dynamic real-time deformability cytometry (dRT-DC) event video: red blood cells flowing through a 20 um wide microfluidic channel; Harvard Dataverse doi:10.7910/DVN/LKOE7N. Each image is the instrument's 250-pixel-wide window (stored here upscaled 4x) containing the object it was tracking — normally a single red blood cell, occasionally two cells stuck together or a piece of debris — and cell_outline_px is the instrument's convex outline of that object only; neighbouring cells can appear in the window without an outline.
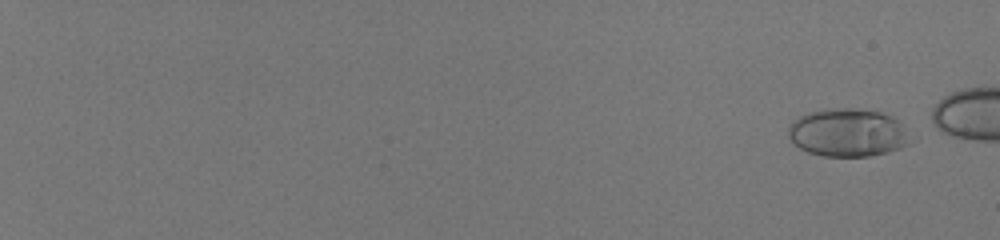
{"species": "human", "species_latin": "Homo sapiens", "temperature_condition": "room temperature", "stored_images_in_passage": 59, "camera_frame_rate_fps": 3000, "um_per_image_px": 0.085, "donor": {"sex": "male"}, "frame": {"image": 1, "passage_image": 5, "time_ms": 1.333, "image_size_px": [1000, 240], "cell_outline_px": [[920, 136], [916, 140], [900, 148], [888, 152], [868, 156], [824, 156], [808, 152], [792, 144], [788, 136], [788, 128], [800, 116], [808, 112], [832, 108], [856, 108], [884, 112], [892, 116]], "centroid_in_image_um": [72.2, 11.27], "position_along_channel_um": 12.8, "area_um2": 35.14}}
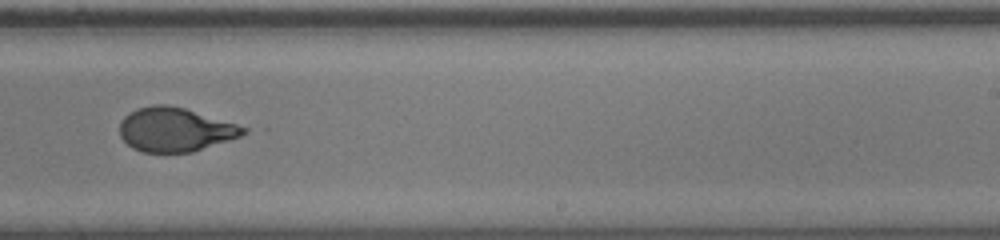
{"frame": {"image": 2, "passage_image": 44, "time_ms": 14.333, "image_size_px": [1000, 240], "cell_outline_px": [[248, 132], [240, 136], [192, 152], [140, 152], [132, 148], [120, 136], [120, 124], [124, 116], [136, 108], [152, 104], [164, 104], [184, 108], [236, 124], [248, 128]], "centroid_in_image_um": [14.85, 11.01], "position_along_channel_um": 274.1, "area_um2": 31.5}}
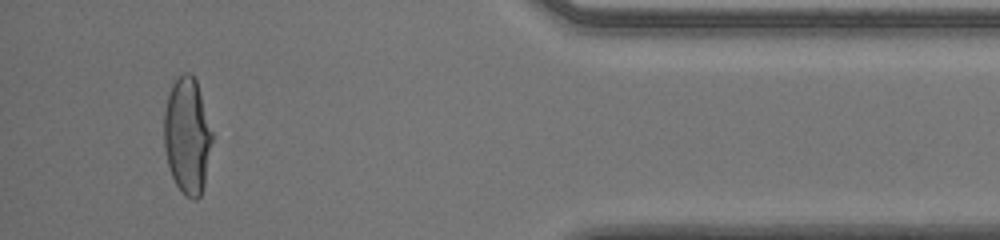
{"frame": {"image": 3, "passage_image": 57, "time_ms": 18.667, "image_size_px": [1000, 240], "cell_outline_px": [[212, 140], [204, 184], [200, 196], [196, 200], [192, 200], [184, 196], [176, 184], [172, 176], [168, 164], [164, 148], [164, 108], [172, 84], [176, 76], [184, 72], [192, 72], [196, 80], [212, 132]], "centroid_in_image_um": [15.9, 11.53], "position_along_channel_um": 419.3, "area_um2": 32.66}}